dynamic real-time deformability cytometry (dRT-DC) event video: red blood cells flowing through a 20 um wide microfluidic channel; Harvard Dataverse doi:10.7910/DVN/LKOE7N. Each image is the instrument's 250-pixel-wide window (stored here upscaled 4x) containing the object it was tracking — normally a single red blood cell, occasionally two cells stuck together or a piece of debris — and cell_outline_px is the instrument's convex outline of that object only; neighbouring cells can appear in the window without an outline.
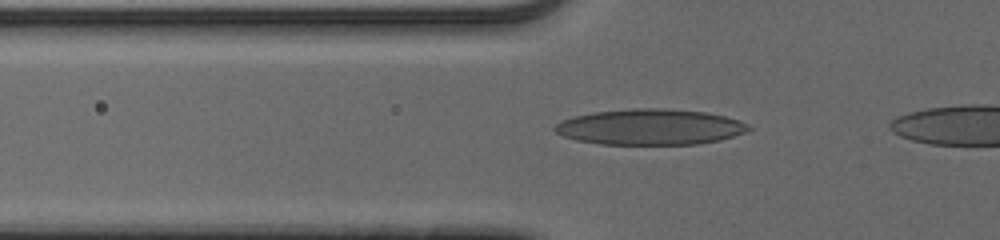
{"species": "human", "species_latin": "Homo sapiens", "temperature_condition": "cold", "stored_images_in_passage": 36, "camera_frame_rate_fps": 3000, "um_per_image_px": 0.085, "donor": {"sex": "male"}, "frame": {"image": 1, "passage_image": 8, "time_ms": 2.333, "image_size_px": [1000, 240], "cell_outline_px": [[752, 128], [744, 132], [720, 140], [696, 144], [600, 144], [576, 140], [564, 136], [556, 132], [552, 128], [556, 124], [572, 116], [592, 112], [636, 108], [668, 108], [708, 112], [724, 116], [748, 124]], "centroid_in_image_um": [55.24, 10.78], "position_along_channel_um": 70.6, "area_um2": 40.34}}
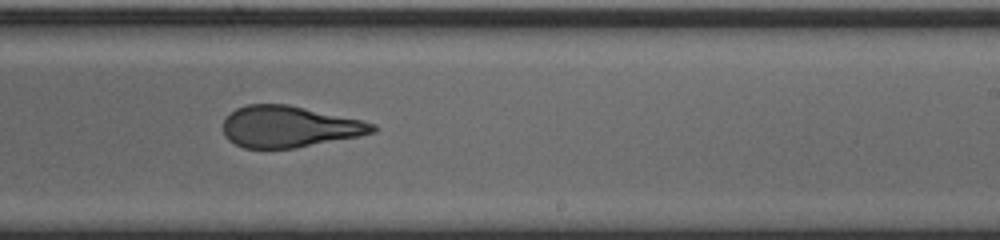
{"frame": {"image": 2, "passage_image": 23, "time_ms": 7.333, "image_size_px": [1000, 240], "cell_outline_px": [[376, 132], [360, 136], [296, 148], [244, 148], [228, 140], [224, 136], [224, 120], [236, 108], [248, 104], [288, 104], [360, 120], [376, 124]], "centroid_in_image_um": [24.59, 10.77], "position_along_channel_um": 264.4, "area_um2": 35.89}}
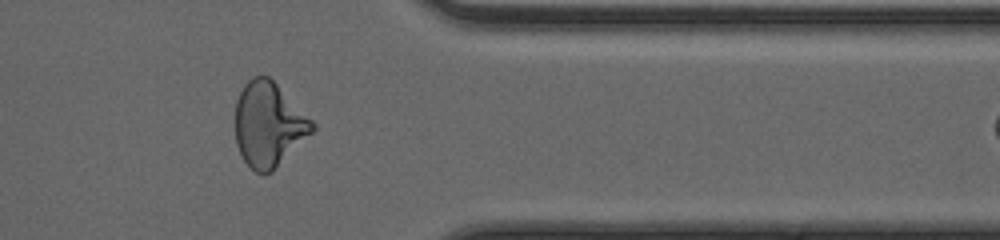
{"frame": {"image": 3, "passage_image": 33, "time_ms": 10.667, "image_size_px": [1000, 240], "cell_outline_px": [[316, 128], [272, 172], [264, 176], [256, 172], [244, 160], [236, 144], [236, 100], [244, 84], [252, 76], [268, 76], [316, 124]], "centroid_in_image_um": [22.82, 10.6], "position_along_channel_um": 388.6, "area_um2": 37.57}}